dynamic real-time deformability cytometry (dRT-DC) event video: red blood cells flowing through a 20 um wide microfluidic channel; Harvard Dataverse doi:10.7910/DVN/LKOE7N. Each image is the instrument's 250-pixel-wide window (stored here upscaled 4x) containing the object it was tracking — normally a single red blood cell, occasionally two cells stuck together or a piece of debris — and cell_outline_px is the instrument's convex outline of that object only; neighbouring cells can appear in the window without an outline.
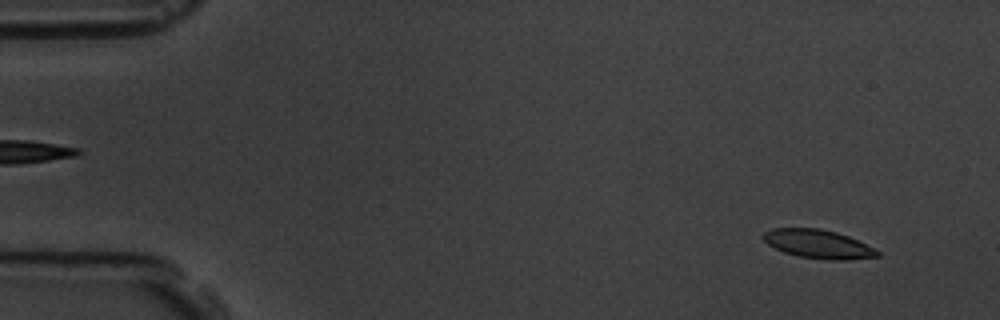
{"species": "common noctule bat (a hibernating species)", "species_latin": "Nyctalus noctula", "temperature_condition": "room temperature", "stored_images_in_passage": 5, "camera_frame_rate_fps": 3000, "um_per_image_px": 0.085, "animal": {"sex": "male", "body_mass_g": 19.5, "forearm_length_mm": 54.6}, "frame": {"image": 1, "passage_image": 1, "time_ms": 0.0, "image_size_px": [1000, 320], "cell_outline_px": [[880, 256], [848, 260], [828, 260], [800, 256], [784, 252], [768, 244], [760, 236], [764, 232], [772, 228], [820, 228], [836, 232], [848, 236], [876, 248], [880, 252]], "centroid_in_image_um": [69.56, 20.74], "position_along_channel_um": 15.4, "area_um2": 19.13}}
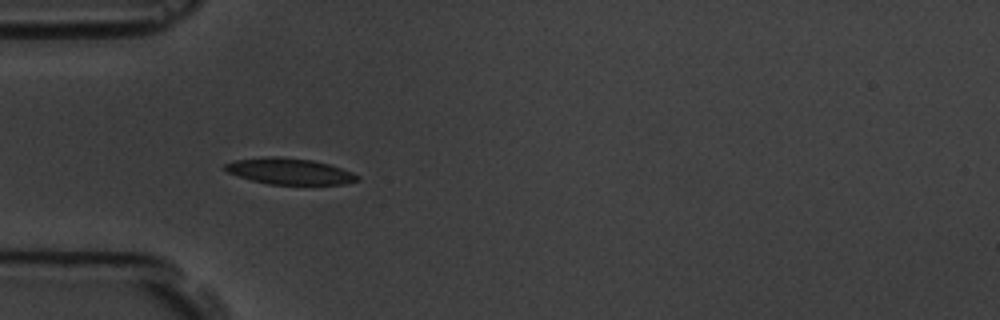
{"frame": {"image": 2, "passage_image": 4, "time_ms": 4.333, "image_size_px": [1000, 320], "cell_outline_px": [[360, 180], [344, 184], [268, 184], [252, 180], [228, 172], [224, 168], [224, 164], [236, 160], [264, 156], [276, 156], [312, 160], [328, 164], [352, 172], [360, 176]], "centroid_in_image_um": [24.62, 14.55], "position_along_channel_um": 60.4, "area_um2": 20.0}}
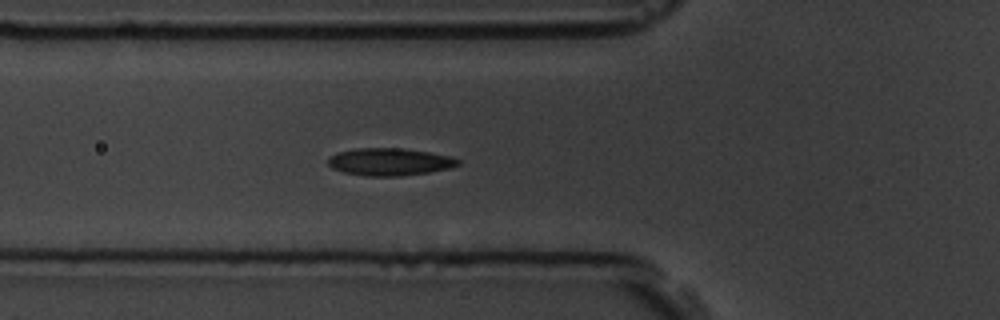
{"frame": {"image": 3, "passage_image": 5, "time_ms": 5.333, "image_size_px": [1000, 320], "cell_outline_px": [[460, 164], [452, 168], [428, 172], [400, 176], [364, 176], [344, 172], [332, 168], [328, 164], [328, 156], [340, 152], [356, 148], [404, 148], [452, 156], [460, 160]], "centroid_in_image_um": [33.14, 13.75], "position_along_channel_um": 92.7, "area_um2": 20.87}}